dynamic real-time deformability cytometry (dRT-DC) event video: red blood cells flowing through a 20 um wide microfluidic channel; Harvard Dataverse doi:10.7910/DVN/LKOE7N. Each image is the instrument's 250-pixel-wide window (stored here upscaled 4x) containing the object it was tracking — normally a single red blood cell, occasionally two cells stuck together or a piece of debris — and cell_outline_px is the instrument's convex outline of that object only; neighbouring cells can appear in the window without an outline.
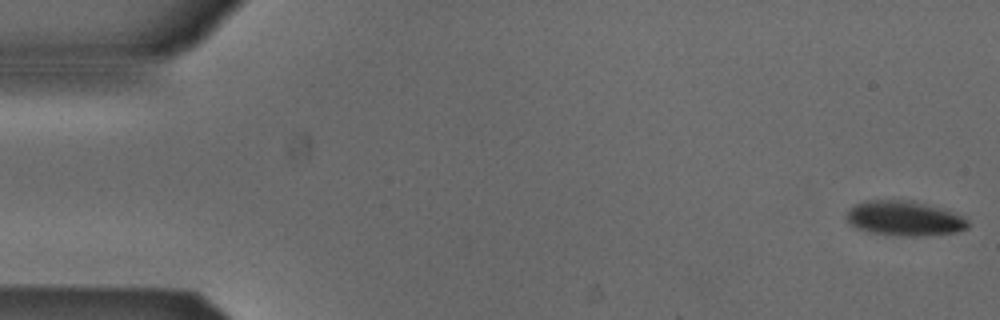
{"species": "Egyptian fruit bat (a non-hibernating species)", "species_latin": "Rousettus aegyptiacus", "temperature_condition": "cold", "stored_images_in_passage": 16, "camera_frame_rate_fps": 3000, "um_per_image_px": 0.085, "animal": {"sex": "male"}, "frame": {"image": 1, "passage_image": 1, "time_ms": 0.0, "image_size_px": [1000, 320], "cell_outline_px": [[968, 228], [956, 232], [924, 236], [908, 236], [872, 232], [856, 228], [844, 216], [848, 208], [852, 204], [864, 200], [916, 200], [944, 208], [956, 212], [964, 216], [968, 220]], "centroid_in_image_um": [76.89, 18.53], "position_along_channel_um": 8.1, "area_um2": 25.14}}
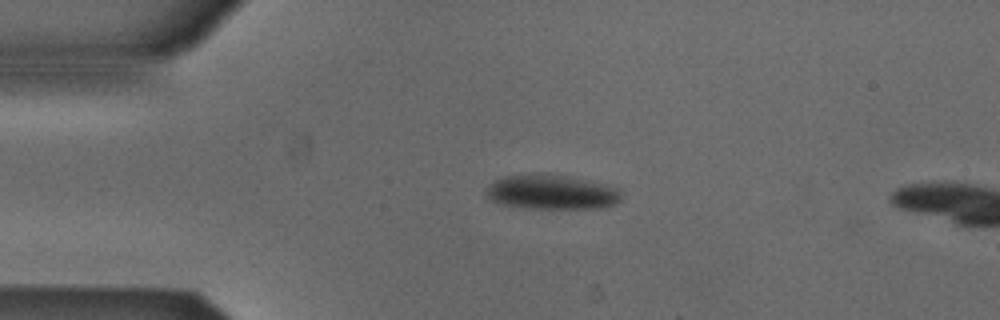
{"frame": {"image": 2, "passage_image": 12, "time_ms": 3.667, "image_size_px": [1000, 320], "cell_outline_px": [[620, 200], [616, 204], [596, 208], [528, 208], [504, 204], [492, 200], [484, 192], [488, 184], [504, 176], [540, 172], [564, 176], [604, 184], [620, 188]], "centroid_in_image_um": [46.86, 16.31], "position_along_channel_um": 38.1, "area_um2": 27.17}}